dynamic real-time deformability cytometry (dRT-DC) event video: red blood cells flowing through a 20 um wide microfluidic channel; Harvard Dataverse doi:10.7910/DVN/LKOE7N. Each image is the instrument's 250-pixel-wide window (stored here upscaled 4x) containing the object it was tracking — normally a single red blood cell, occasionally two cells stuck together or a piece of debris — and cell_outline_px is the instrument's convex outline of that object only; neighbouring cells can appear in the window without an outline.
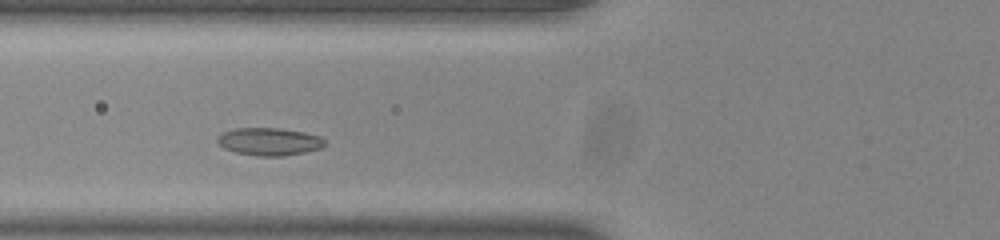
{"species": "common noctule bat (a hibernating species)", "species_latin": "Nyctalus noctula", "temperature_condition": "room temperature", "stored_images_in_passage": 41, "camera_frame_rate_fps": 3000, "um_per_image_px": 0.085, "animal": {"sex": "male", "body_mass_g": 20.0, "forearm_length_mm": 53.3}, "frame": {"image": 1, "passage_image": 9, "time_ms": 2.667, "image_size_px": [1000, 240], "cell_outline_px": [[324, 144], [320, 148], [304, 152], [284, 156], [256, 156], [236, 152], [224, 148], [216, 140], [216, 136], [224, 132], [236, 128], [280, 128], [304, 132], [320, 136], [324, 140]], "centroid_in_image_um": [22.86, 12.03], "position_along_channel_um": 102.9, "area_um2": 17.22}}
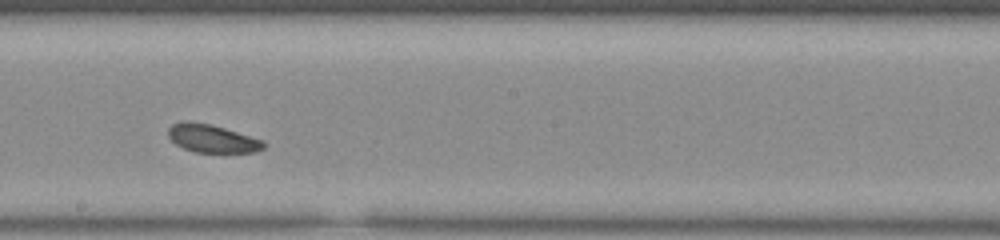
{"frame": {"image": 2, "passage_image": 19, "time_ms": 6.0, "image_size_px": [1000, 240], "cell_outline_px": [[264, 148], [256, 152], [196, 152], [184, 148], [176, 144], [168, 136], [168, 128], [172, 124], [180, 120], [188, 120], [208, 124], [224, 128], [264, 140]], "centroid_in_image_um": [18.0, 11.76], "position_along_channel_um": 230.2, "area_um2": 15.55}}
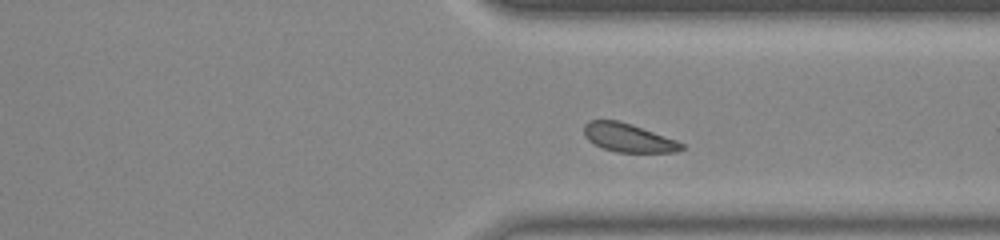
{"frame": {"image": 3, "passage_image": 29, "time_ms": 9.333, "image_size_px": [1000, 240], "cell_outline_px": [[684, 148], [676, 152], [616, 152], [604, 148], [588, 140], [584, 136], [584, 124], [588, 120], [616, 120], [632, 124], [676, 140], [684, 144]], "centroid_in_image_um": [53.39, 11.7], "position_along_channel_um": 358.0, "area_um2": 16.13}, "authors_computed_cell_mechanics": {"area_um2": 16.762, "velocity_mm_per_s": 3.8264, "shape_relaxation_time_tau1_ms": null, "shape_relaxation_time_tau2_ms": 4.1613, "deformation_change_tau1": null, "deformation_change_tau2": 0.0893}}